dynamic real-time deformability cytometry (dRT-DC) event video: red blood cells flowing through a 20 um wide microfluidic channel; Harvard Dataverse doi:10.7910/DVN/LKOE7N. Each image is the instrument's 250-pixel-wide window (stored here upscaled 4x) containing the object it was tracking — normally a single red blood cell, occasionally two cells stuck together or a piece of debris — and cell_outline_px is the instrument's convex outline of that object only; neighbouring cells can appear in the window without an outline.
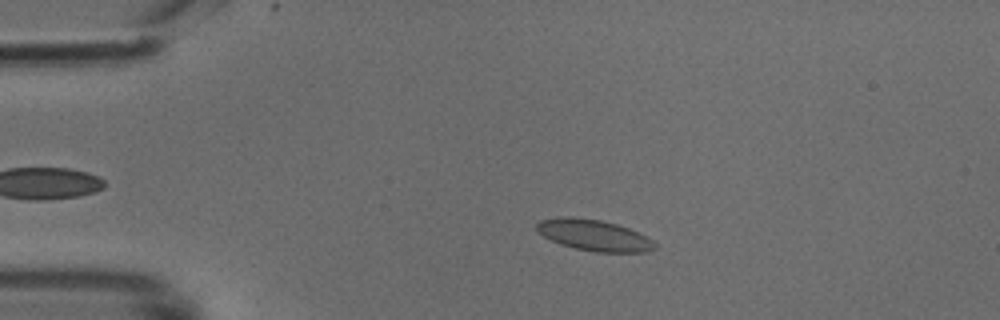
{"species": "common noctule bat (a hibernating species)", "species_latin": "Nyctalus noctula", "temperature_condition": "cold", "stored_images_in_passage": 46, "camera_frame_rate_fps": 3000, "um_per_image_px": 0.085, "animal": {"sex": "male", "body_mass_g": 18.8}, "frame": {"image": 1, "passage_image": 7, "time_ms": 2.0, "image_size_px": [1000, 320], "cell_outline_px": [[656, 248], [644, 252], [596, 252], [576, 248], [560, 244], [536, 232], [536, 224], [540, 220], [560, 216], [568, 216], [600, 220], [616, 224], [628, 228], [652, 240], [656, 244]], "centroid_in_image_um": [50.44, 19.98], "position_along_channel_um": 34.6, "area_um2": 21.27}}
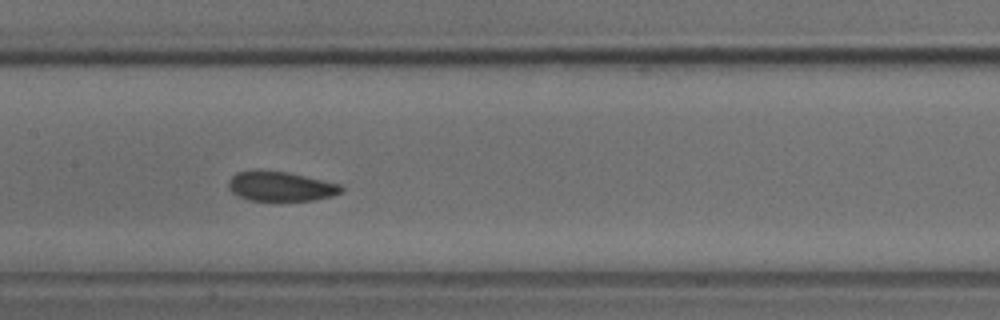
{"frame": {"image": 2, "passage_image": 21, "time_ms": 6.667, "image_size_px": [1000, 320], "cell_outline_px": [[344, 188], [340, 192], [332, 196], [312, 200], [248, 200], [232, 192], [228, 188], [228, 180], [236, 172], [256, 168], [288, 172], [340, 184]], "centroid_in_image_um": [23.8, 15.8], "position_along_channel_um": 183.6, "area_um2": 19.65}}
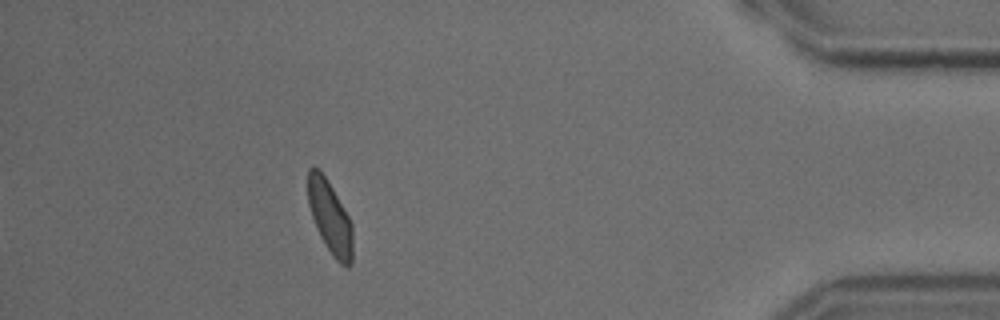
{"frame": {"image": 3, "passage_image": 41, "time_ms": 13.333, "image_size_px": [1000, 320], "cell_outline_px": [[352, 264], [348, 268], [340, 264], [332, 256], [324, 244], [316, 228], [308, 204], [308, 168], [320, 168], [332, 188], [348, 216], [352, 224]], "centroid_in_image_um": [28.05, 18.51], "position_along_channel_um": 407.2, "area_um2": 18.96}}